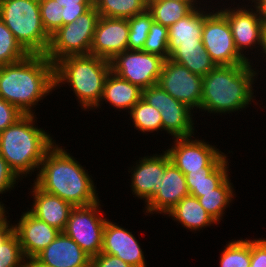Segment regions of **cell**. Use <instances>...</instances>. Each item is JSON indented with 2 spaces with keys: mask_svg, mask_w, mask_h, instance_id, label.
<instances>
[{
  "mask_svg": "<svg viewBox=\"0 0 266 267\" xmlns=\"http://www.w3.org/2000/svg\"><path fill=\"white\" fill-rule=\"evenodd\" d=\"M253 63L216 66L203 77L202 99L200 112L213 115L227 116V114L244 111L254 106L260 108L257 102L254 84L258 82L259 69ZM255 87V88H254ZM255 93V95H254ZM255 100V101H254ZM256 104V105H255ZM237 112V114H236Z\"/></svg>",
  "mask_w": 266,
  "mask_h": 267,
  "instance_id": "cell-1",
  "label": "cell"
},
{
  "mask_svg": "<svg viewBox=\"0 0 266 267\" xmlns=\"http://www.w3.org/2000/svg\"><path fill=\"white\" fill-rule=\"evenodd\" d=\"M59 144L56 142L47 151L33 182L41 190L60 197L73 207L99 201L100 192L86 166L84 168L66 147Z\"/></svg>",
  "mask_w": 266,
  "mask_h": 267,
  "instance_id": "cell-2",
  "label": "cell"
},
{
  "mask_svg": "<svg viewBox=\"0 0 266 267\" xmlns=\"http://www.w3.org/2000/svg\"><path fill=\"white\" fill-rule=\"evenodd\" d=\"M54 91L55 65L45 55L29 54L16 63L0 66V98L24 115H36L39 102Z\"/></svg>",
  "mask_w": 266,
  "mask_h": 267,
  "instance_id": "cell-3",
  "label": "cell"
},
{
  "mask_svg": "<svg viewBox=\"0 0 266 267\" xmlns=\"http://www.w3.org/2000/svg\"><path fill=\"white\" fill-rule=\"evenodd\" d=\"M36 119L37 115H23L0 133V155L21 180L37 175L45 154L57 142L49 131L38 128Z\"/></svg>",
  "mask_w": 266,
  "mask_h": 267,
  "instance_id": "cell-4",
  "label": "cell"
},
{
  "mask_svg": "<svg viewBox=\"0 0 266 267\" xmlns=\"http://www.w3.org/2000/svg\"><path fill=\"white\" fill-rule=\"evenodd\" d=\"M54 65L55 90L69 86L82 111L93 110L102 98L106 78L111 72L110 61L91 54L71 55Z\"/></svg>",
  "mask_w": 266,
  "mask_h": 267,
  "instance_id": "cell-5",
  "label": "cell"
},
{
  "mask_svg": "<svg viewBox=\"0 0 266 267\" xmlns=\"http://www.w3.org/2000/svg\"><path fill=\"white\" fill-rule=\"evenodd\" d=\"M0 19L29 54H46L51 36L43 26L39 0H2Z\"/></svg>",
  "mask_w": 266,
  "mask_h": 267,
  "instance_id": "cell-6",
  "label": "cell"
},
{
  "mask_svg": "<svg viewBox=\"0 0 266 267\" xmlns=\"http://www.w3.org/2000/svg\"><path fill=\"white\" fill-rule=\"evenodd\" d=\"M221 1L223 0L220 1L215 0L214 3L216 5V8L228 20L237 51L248 62L254 63L256 61L254 65L257 64L256 67H259L258 66L259 64L257 63L259 59L256 58L257 59L256 60L254 58V55L257 53L255 56L259 55L258 57L260 58V50L262 47V26H263V20L261 16L249 2L247 3V0H242L244 3L240 2L241 0H239V3H237L236 0H231V6L230 2L228 3L227 6L225 5L226 1L230 0L223 1L225 3H222ZM216 2L218 5L216 4ZM220 3L222 5H219ZM232 5L233 6L237 5V6L233 7ZM253 50L254 52H252ZM248 55L251 56L249 57ZM252 59L255 61H253Z\"/></svg>",
  "mask_w": 266,
  "mask_h": 267,
  "instance_id": "cell-7",
  "label": "cell"
},
{
  "mask_svg": "<svg viewBox=\"0 0 266 267\" xmlns=\"http://www.w3.org/2000/svg\"><path fill=\"white\" fill-rule=\"evenodd\" d=\"M99 17V13L93 5L76 21L63 25L51 35L45 56L55 64L66 56L90 54Z\"/></svg>",
  "mask_w": 266,
  "mask_h": 267,
  "instance_id": "cell-8",
  "label": "cell"
},
{
  "mask_svg": "<svg viewBox=\"0 0 266 267\" xmlns=\"http://www.w3.org/2000/svg\"><path fill=\"white\" fill-rule=\"evenodd\" d=\"M100 202L101 199L91 205L73 207L63 231L91 258L102 250L103 231L108 219L103 215L104 205Z\"/></svg>",
  "mask_w": 266,
  "mask_h": 267,
  "instance_id": "cell-9",
  "label": "cell"
},
{
  "mask_svg": "<svg viewBox=\"0 0 266 267\" xmlns=\"http://www.w3.org/2000/svg\"><path fill=\"white\" fill-rule=\"evenodd\" d=\"M142 99L160 111L162 131L169 134L168 137L172 136L173 139L196 135L197 126L194 125L197 120L193 116L196 111L173 98L158 84L143 89Z\"/></svg>",
  "mask_w": 266,
  "mask_h": 267,
  "instance_id": "cell-10",
  "label": "cell"
},
{
  "mask_svg": "<svg viewBox=\"0 0 266 267\" xmlns=\"http://www.w3.org/2000/svg\"><path fill=\"white\" fill-rule=\"evenodd\" d=\"M195 138V139H194ZM165 152L170 161L185 175L191 171H201L205 167H218L232 151L222 152L213 143L199 136L173 138ZM172 145V146H171Z\"/></svg>",
  "mask_w": 266,
  "mask_h": 267,
  "instance_id": "cell-11",
  "label": "cell"
},
{
  "mask_svg": "<svg viewBox=\"0 0 266 267\" xmlns=\"http://www.w3.org/2000/svg\"><path fill=\"white\" fill-rule=\"evenodd\" d=\"M202 43L216 66L249 63L237 51L228 20L216 7L204 17Z\"/></svg>",
  "mask_w": 266,
  "mask_h": 267,
  "instance_id": "cell-12",
  "label": "cell"
},
{
  "mask_svg": "<svg viewBox=\"0 0 266 267\" xmlns=\"http://www.w3.org/2000/svg\"><path fill=\"white\" fill-rule=\"evenodd\" d=\"M110 63L112 72L143 90L157 84L164 59L142 50H125Z\"/></svg>",
  "mask_w": 266,
  "mask_h": 267,
  "instance_id": "cell-13",
  "label": "cell"
},
{
  "mask_svg": "<svg viewBox=\"0 0 266 267\" xmlns=\"http://www.w3.org/2000/svg\"><path fill=\"white\" fill-rule=\"evenodd\" d=\"M157 84L173 98L200 113L203 77L168 58L164 60Z\"/></svg>",
  "mask_w": 266,
  "mask_h": 267,
  "instance_id": "cell-14",
  "label": "cell"
},
{
  "mask_svg": "<svg viewBox=\"0 0 266 267\" xmlns=\"http://www.w3.org/2000/svg\"><path fill=\"white\" fill-rule=\"evenodd\" d=\"M189 195L185 175L170 161L165 152V172L153 197L144 205V215L155 213L165 217L179 201Z\"/></svg>",
  "mask_w": 266,
  "mask_h": 267,
  "instance_id": "cell-15",
  "label": "cell"
},
{
  "mask_svg": "<svg viewBox=\"0 0 266 267\" xmlns=\"http://www.w3.org/2000/svg\"><path fill=\"white\" fill-rule=\"evenodd\" d=\"M119 223L107 219L103 231V246L101 253H106L126 262L132 267H147V260L142 244L133 232L125 229Z\"/></svg>",
  "mask_w": 266,
  "mask_h": 267,
  "instance_id": "cell-16",
  "label": "cell"
},
{
  "mask_svg": "<svg viewBox=\"0 0 266 267\" xmlns=\"http://www.w3.org/2000/svg\"><path fill=\"white\" fill-rule=\"evenodd\" d=\"M128 19L100 16L93 37L90 54L111 61L128 50Z\"/></svg>",
  "mask_w": 266,
  "mask_h": 267,
  "instance_id": "cell-17",
  "label": "cell"
},
{
  "mask_svg": "<svg viewBox=\"0 0 266 267\" xmlns=\"http://www.w3.org/2000/svg\"><path fill=\"white\" fill-rule=\"evenodd\" d=\"M139 157L133 165L128 168L131 175L130 190L133 197L144 201V205L153 197L156 186H159L161 177L165 172V151Z\"/></svg>",
  "mask_w": 266,
  "mask_h": 267,
  "instance_id": "cell-18",
  "label": "cell"
},
{
  "mask_svg": "<svg viewBox=\"0 0 266 267\" xmlns=\"http://www.w3.org/2000/svg\"><path fill=\"white\" fill-rule=\"evenodd\" d=\"M26 209L13 223V227L25 258L30 260L45 249L60 231L35 217L28 207Z\"/></svg>",
  "mask_w": 266,
  "mask_h": 267,
  "instance_id": "cell-19",
  "label": "cell"
},
{
  "mask_svg": "<svg viewBox=\"0 0 266 267\" xmlns=\"http://www.w3.org/2000/svg\"><path fill=\"white\" fill-rule=\"evenodd\" d=\"M34 259L51 267H91V257L64 232H60Z\"/></svg>",
  "mask_w": 266,
  "mask_h": 267,
  "instance_id": "cell-20",
  "label": "cell"
},
{
  "mask_svg": "<svg viewBox=\"0 0 266 267\" xmlns=\"http://www.w3.org/2000/svg\"><path fill=\"white\" fill-rule=\"evenodd\" d=\"M30 185L29 196L33 202L28 210L49 226L63 232L73 206L60 197L41 190L35 183Z\"/></svg>",
  "mask_w": 266,
  "mask_h": 267,
  "instance_id": "cell-21",
  "label": "cell"
},
{
  "mask_svg": "<svg viewBox=\"0 0 266 267\" xmlns=\"http://www.w3.org/2000/svg\"><path fill=\"white\" fill-rule=\"evenodd\" d=\"M45 31L51 36L63 25L70 24L93 6V0H39Z\"/></svg>",
  "mask_w": 266,
  "mask_h": 267,
  "instance_id": "cell-22",
  "label": "cell"
},
{
  "mask_svg": "<svg viewBox=\"0 0 266 267\" xmlns=\"http://www.w3.org/2000/svg\"><path fill=\"white\" fill-rule=\"evenodd\" d=\"M214 6L211 0H206L203 5L194 8L187 16L168 27L169 57L180 44L202 43L204 17L215 8Z\"/></svg>",
  "mask_w": 266,
  "mask_h": 267,
  "instance_id": "cell-23",
  "label": "cell"
},
{
  "mask_svg": "<svg viewBox=\"0 0 266 267\" xmlns=\"http://www.w3.org/2000/svg\"><path fill=\"white\" fill-rule=\"evenodd\" d=\"M141 98L142 89L139 86L131 84L126 79L119 77L111 71L106 78L102 98L99 104L93 109V112L96 113L98 109L103 111L101 107L109 103L108 106L113 107L115 112L116 110L119 112L123 110L129 113Z\"/></svg>",
  "mask_w": 266,
  "mask_h": 267,
  "instance_id": "cell-24",
  "label": "cell"
},
{
  "mask_svg": "<svg viewBox=\"0 0 266 267\" xmlns=\"http://www.w3.org/2000/svg\"><path fill=\"white\" fill-rule=\"evenodd\" d=\"M165 216L171 217L177 225H181L194 234L205 228L219 225L200 205L198 198L191 195L179 201Z\"/></svg>",
  "mask_w": 266,
  "mask_h": 267,
  "instance_id": "cell-25",
  "label": "cell"
},
{
  "mask_svg": "<svg viewBox=\"0 0 266 267\" xmlns=\"http://www.w3.org/2000/svg\"><path fill=\"white\" fill-rule=\"evenodd\" d=\"M230 159L227 157L218 167H205L201 171H191L185 174L187 189L193 197L201 193L212 192L218 188L230 174Z\"/></svg>",
  "mask_w": 266,
  "mask_h": 267,
  "instance_id": "cell-26",
  "label": "cell"
},
{
  "mask_svg": "<svg viewBox=\"0 0 266 267\" xmlns=\"http://www.w3.org/2000/svg\"><path fill=\"white\" fill-rule=\"evenodd\" d=\"M169 59L185 66L190 72L201 77L216 67L203 43L180 44Z\"/></svg>",
  "mask_w": 266,
  "mask_h": 267,
  "instance_id": "cell-27",
  "label": "cell"
},
{
  "mask_svg": "<svg viewBox=\"0 0 266 267\" xmlns=\"http://www.w3.org/2000/svg\"><path fill=\"white\" fill-rule=\"evenodd\" d=\"M230 176L212 192L201 193L198 197L200 205L207 211V213L218 223L224 219L226 210L230 204L233 203L237 195Z\"/></svg>",
  "mask_w": 266,
  "mask_h": 267,
  "instance_id": "cell-28",
  "label": "cell"
},
{
  "mask_svg": "<svg viewBox=\"0 0 266 267\" xmlns=\"http://www.w3.org/2000/svg\"><path fill=\"white\" fill-rule=\"evenodd\" d=\"M203 5L201 2H181L171 0H153L147 5L154 22L170 27L187 16L194 8Z\"/></svg>",
  "mask_w": 266,
  "mask_h": 267,
  "instance_id": "cell-29",
  "label": "cell"
},
{
  "mask_svg": "<svg viewBox=\"0 0 266 267\" xmlns=\"http://www.w3.org/2000/svg\"><path fill=\"white\" fill-rule=\"evenodd\" d=\"M132 126L138 132L149 135L162 132V119L158 109L149 105L142 98L133 106L128 114ZM147 132V133H146ZM150 132V133H149ZM155 132V133H154ZM149 133V134H148Z\"/></svg>",
  "mask_w": 266,
  "mask_h": 267,
  "instance_id": "cell-30",
  "label": "cell"
},
{
  "mask_svg": "<svg viewBox=\"0 0 266 267\" xmlns=\"http://www.w3.org/2000/svg\"><path fill=\"white\" fill-rule=\"evenodd\" d=\"M99 16L128 19L144 12L147 5L142 0H93Z\"/></svg>",
  "mask_w": 266,
  "mask_h": 267,
  "instance_id": "cell-31",
  "label": "cell"
},
{
  "mask_svg": "<svg viewBox=\"0 0 266 267\" xmlns=\"http://www.w3.org/2000/svg\"><path fill=\"white\" fill-rule=\"evenodd\" d=\"M221 249L219 267H250L251 239H232Z\"/></svg>",
  "mask_w": 266,
  "mask_h": 267,
  "instance_id": "cell-32",
  "label": "cell"
},
{
  "mask_svg": "<svg viewBox=\"0 0 266 267\" xmlns=\"http://www.w3.org/2000/svg\"><path fill=\"white\" fill-rule=\"evenodd\" d=\"M29 53L16 40L13 33L0 19V66L23 60Z\"/></svg>",
  "mask_w": 266,
  "mask_h": 267,
  "instance_id": "cell-33",
  "label": "cell"
},
{
  "mask_svg": "<svg viewBox=\"0 0 266 267\" xmlns=\"http://www.w3.org/2000/svg\"><path fill=\"white\" fill-rule=\"evenodd\" d=\"M153 22L152 15L147 9L140 14L128 18V50H143Z\"/></svg>",
  "mask_w": 266,
  "mask_h": 267,
  "instance_id": "cell-34",
  "label": "cell"
},
{
  "mask_svg": "<svg viewBox=\"0 0 266 267\" xmlns=\"http://www.w3.org/2000/svg\"><path fill=\"white\" fill-rule=\"evenodd\" d=\"M0 267H27V259L15 232L0 245Z\"/></svg>",
  "mask_w": 266,
  "mask_h": 267,
  "instance_id": "cell-35",
  "label": "cell"
},
{
  "mask_svg": "<svg viewBox=\"0 0 266 267\" xmlns=\"http://www.w3.org/2000/svg\"><path fill=\"white\" fill-rule=\"evenodd\" d=\"M142 51L168 59V27L153 22Z\"/></svg>",
  "mask_w": 266,
  "mask_h": 267,
  "instance_id": "cell-36",
  "label": "cell"
},
{
  "mask_svg": "<svg viewBox=\"0 0 266 267\" xmlns=\"http://www.w3.org/2000/svg\"><path fill=\"white\" fill-rule=\"evenodd\" d=\"M19 181H21V179L0 155V195H5L7 192L10 193L12 190L14 191ZM0 197L2 198V196ZM0 201L3 203L2 199Z\"/></svg>",
  "mask_w": 266,
  "mask_h": 267,
  "instance_id": "cell-37",
  "label": "cell"
},
{
  "mask_svg": "<svg viewBox=\"0 0 266 267\" xmlns=\"http://www.w3.org/2000/svg\"><path fill=\"white\" fill-rule=\"evenodd\" d=\"M23 115L14 105L0 98V133Z\"/></svg>",
  "mask_w": 266,
  "mask_h": 267,
  "instance_id": "cell-38",
  "label": "cell"
},
{
  "mask_svg": "<svg viewBox=\"0 0 266 267\" xmlns=\"http://www.w3.org/2000/svg\"><path fill=\"white\" fill-rule=\"evenodd\" d=\"M250 267H266V238L251 239Z\"/></svg>",
  "mask_w": 266,
  "mask_h": 267,
  "instance_id": "cell-39",
  "label": "cell"
},
{
  "mask_svg": "<svg viewBox=\"0 0 266 267\" xmlns=\"http://www.w3.org/2000/svg\"><path fill=\"white\" fill-rule=\"evenodd\" d=\"M91 267H132L120 258L115 256L99 253L91 258Z\"/></svg>",
  "mask_w": 266,
  "mask_h": 267,
  "instance_id": "cell-40",
  "label": "cell"
},
{
  "mask_svg": "<svg viewBox=\"0 0 266 267\" xmlns=\"http://www.w3.org/2000/svg\"><path fill=\"white\" fill-rule=\"evenodd\" d=\"M8 212V207L3 206L0 209V240H6L14 232L12 219L9 220L10 213Z\"/></svg>",
  "mask_w": 266,
  "mask_h": 267,
  "instance_id": "cell-41",
  "label": "cell"
},
{
  "mask_svg": "<svg viewBox=\"0 0 266 267\" xmlns=\"http://www.w3.org/2000/svg\"><path fill=\"white\" fill-rule=\"evenodd\" d=\"M259 13L263 21H266V0H247Z\"/></svg>",
  "mask_w": 266,
  "mask_h": 267,
  "instance_id": "cell-42",
  "label": "cell"
},
{
  "mask_svg": "<svg viewBox=\"0 0 266 267\" xmlns=\"http://www.w3.org/2000/svg\"><path fill=\"white\" fill-rule=\"evenodd\" d=\"M260 56L263 58L265 57L264 60H262V63L263 61L266 63V21H263V26H262V47Z\"/></svg>",
  "mask_w": 266,
  "mask_h": 267,
  "instance_id": "cell-43",
  "label": "cell"
},
{
  "mask_svg": "<svg viewBox=\"0 0 266 267\" xmlns=\"http://www.w3.org/2000/svg\"><path fill=\"white\" fill-rule=\"evenodd\" d=\"M27 267H51L39 264L34 258L27 260Z\"/></svg>",
  "mask_w": 266,
  "mask_h": 267,
  "instance_id": "cell-44",
  "label": "cell"
},
{
  "mask_svg": "<svg viewBox=\"0 0 266 267\" xmlns=\"http://www.w3.org/2000/svg\"><path fill=\"white\" fill-rule=\"evenodd\" d=\"M171 1H181V2H206L205 0H171Z\"/></svg>",
  "mask_w": 266,
  "mask_h": 267,
  "instance_id": "cell-45",
  "label": "cell"
},
{
  "mask_svg": "<svg viewBox=\"0 0 266 267\" xmlns=\"http://www.w3.org/2000/svg\"><path fill=\"white\" fill-rule=\"evenodd\" d=\"M146 5H148L150 2H152L153 0H142Z\"/></svg>",
  "mask_w": 266,
  "mask_h": 267,
  "instance_id": "cell-46",
  "label": "cell"
},
{
  "mask_svg": "<svg viewBox=\"0 0 266 267\" xmlns=\"http://www.w3.org/2000/svg\"><path fill=\"white\" fill-rule=\"evenodd\" d=\"M4 205H5V204L2 203V202L0 201V209H1Z\"/></svg>",
  "mask_w": 266,
  "mask_h": 267,
  "instance_id": "cell-47",
  "label": "cell"
}]
</instances>
